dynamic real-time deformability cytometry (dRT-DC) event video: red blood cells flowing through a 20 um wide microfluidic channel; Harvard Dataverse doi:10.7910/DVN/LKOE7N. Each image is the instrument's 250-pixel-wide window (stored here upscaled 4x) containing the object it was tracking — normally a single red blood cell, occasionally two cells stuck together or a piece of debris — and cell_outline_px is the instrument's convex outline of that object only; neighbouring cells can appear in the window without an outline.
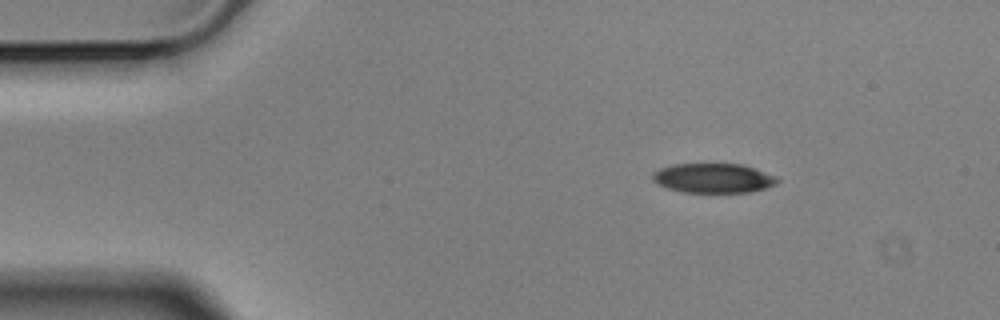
{"species": "Egyptian fruit bat (a non-hibernating species)", "species_latin": "Rousettus aegyptiacus", "temperature_condition": "cold", "stored_images_in_passage": 4, "camera_frame_rate_fps": 3000, "um_per_image_px": 0.085, "animal": {"sex": "male"}, "frame": {"image": 1, "passage_image": 2, "time_ms": 0.333, "image_size_px": [1000, 320], "cell_outline_px": [[780, 180], [776, 184], [752, 192], [680, 192], [668, 188], [652, 180], [652, 172], [660, 168], [672, 164], [744, 164], [776, 176]], "centroid_in_image_um": [60.63, 15.13], "position_along_channel_um": 24.4, "area_um2": 21.5}}